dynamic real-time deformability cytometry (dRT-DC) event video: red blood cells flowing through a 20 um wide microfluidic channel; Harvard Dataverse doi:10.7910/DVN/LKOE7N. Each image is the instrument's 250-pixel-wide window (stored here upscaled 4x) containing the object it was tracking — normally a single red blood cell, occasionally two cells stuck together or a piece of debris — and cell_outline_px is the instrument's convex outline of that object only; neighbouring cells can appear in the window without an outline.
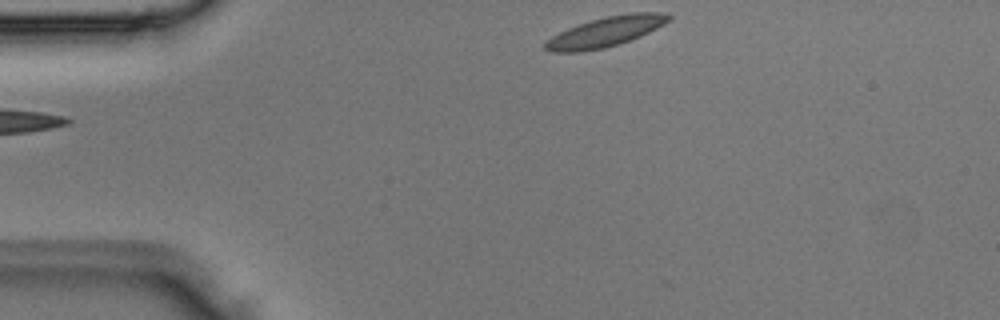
{"species": "Egyptian fruit bat (a non-hibernating species)", "species_latin": "Rousettus aegyptiacus", "temperature_condition": "room temperature", "stored_images_in_passage": 2, "camera_frame_rate_fps": 3000, "um_per_image_px": 0.085, "animal": {"sex": "male"}, "frame": {"image": 1, "passage_image": 1, "time_ms": 0.0, "image_size_px": [1000, 320], "cell_outline_px": [[672, 16], [664, 24], [640, 36], [604, 48], [580, 52], [552, 52], [544, 48], [544, 44], [552, 36], [568, 28], [592, 20], [608, 16], [628, 12], [660, 12]], "centroid_in_image_um": [51.47, 2.7], "position_along_channel_um": 33.5, "area_um2": 21.1}}